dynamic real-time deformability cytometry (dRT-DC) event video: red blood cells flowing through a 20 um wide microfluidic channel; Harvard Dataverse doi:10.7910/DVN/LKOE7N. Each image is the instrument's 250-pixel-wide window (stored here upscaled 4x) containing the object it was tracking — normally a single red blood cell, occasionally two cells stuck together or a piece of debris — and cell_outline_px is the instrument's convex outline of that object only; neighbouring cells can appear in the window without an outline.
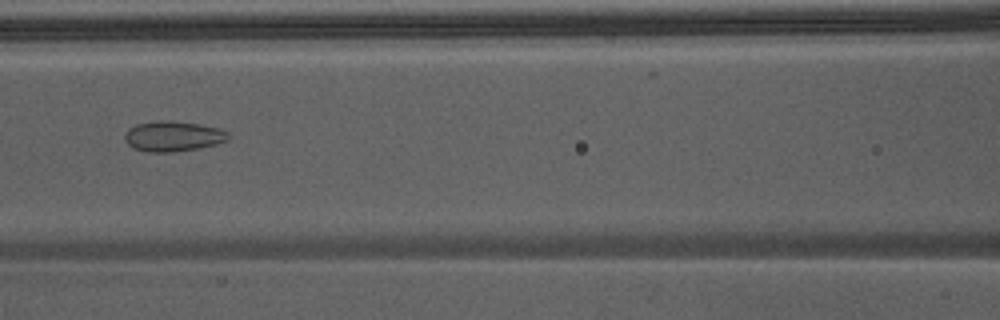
{"species": "Egyptian fruit bat (a non-hibernating species)", "species_latin": "Rousettus aegyptiacus", "temperature_condition": "warm", "stored_images_in_passage": 7, "camera_frame_rate_fps": 3000, "um_per_image_px": 0.085, "animal": {"sex": "male"}, "frame": {"image": 1, "passage_image": 7, "time_ms": 2.0, "image_size_px": [1000, 320], "cell_outline_px": [[228, 140], [216, 144], [200, 148], [172, 152], [148, 152], [136, 148], [128, 144], [124, 140], [124, 136], [128, 128], [136, 124], [160, 120], [172, 120], [200, 124], [220, 128], [228, 132]], "centroid_in_image_um": [14.71, 11.57], "position_along_channel_um": 151.9, "area_um2": 18.38}}